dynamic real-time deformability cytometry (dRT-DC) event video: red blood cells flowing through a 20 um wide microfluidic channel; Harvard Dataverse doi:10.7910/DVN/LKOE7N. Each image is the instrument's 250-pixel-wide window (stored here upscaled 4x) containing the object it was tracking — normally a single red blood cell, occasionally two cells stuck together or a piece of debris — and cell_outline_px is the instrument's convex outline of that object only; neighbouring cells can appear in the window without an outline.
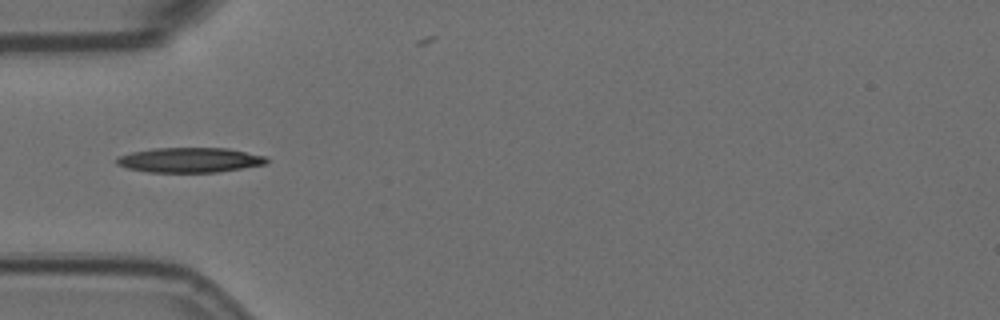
{"species": "Egyptian fruit bat (a non-hibernating species)", "species_latin": "Rousettus aegyptiacus", "temperature_condition": "room temperature", "stored_images_in_passage": 6, "camera_frame_rate_fps": 3000, "um_per_image_px": 0.085, "animal": {"sex": "female"}, "frame": {"image": 1, "passage_image": 4, "time_ms": 1.0, "image_size_px": [1000, 320], "cell_outline_px": [[268, 160], [264, 164], [216, 172], [148, 172], [128, 168], [116, 164], [116, 160], [120, 156], [132, 152], [156, 148], [228, 148], [264, 156]], "centroid_in_image_um": [16.1, 13.6], "position_along_channel_um": 68.9, "area_um2": 21.39}}
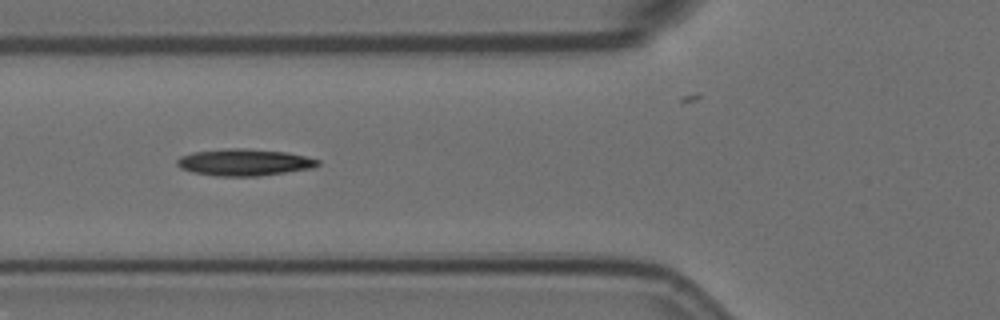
{"frame": {"image": 2, "passage_image": 5, "time_ms": 1.333, "image_size_px": [1000, 320], "cell_outline_px": [[320, 164], [312, 168], [256, 176], [216, 176], [192, 172], [180, 168], [176, 164], [176, 160], [180, 156], [192, 152], [224, 148], [248, 148], [288, 152], [320, 160]], "centroid_in_image_um": [20.72, 13.78], "position_along_channel_um": 105.1, "area_um2": 22.08}}
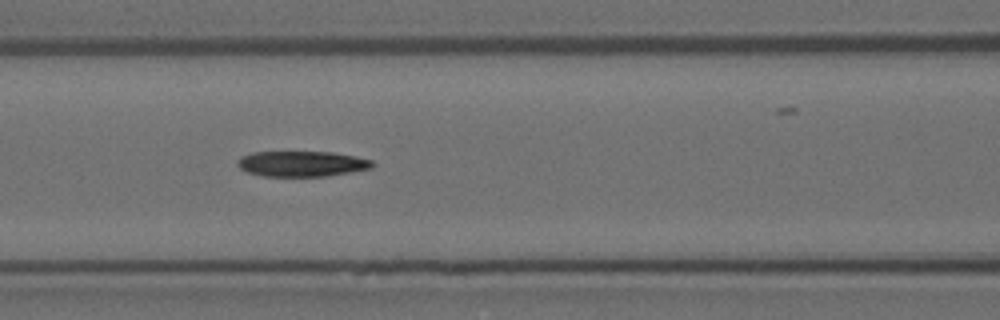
{"frame": {"image": 3, "passage_image": 6, "time_ms": 1.667, "image_size_px": [1000, 320], "cell_outline_px": [[376, 164], [372, 168], [328, 176], [264, 176], [248, 172], [240, 168], [236, 164], [236, 160], [240, 156], [252, 152], [332, 152], [356, 156], [372, 160]], "centroid_in_image_um": [25.66, 13.91], "position_along_channel_um": 140.9, "area_um2": 20.17}}